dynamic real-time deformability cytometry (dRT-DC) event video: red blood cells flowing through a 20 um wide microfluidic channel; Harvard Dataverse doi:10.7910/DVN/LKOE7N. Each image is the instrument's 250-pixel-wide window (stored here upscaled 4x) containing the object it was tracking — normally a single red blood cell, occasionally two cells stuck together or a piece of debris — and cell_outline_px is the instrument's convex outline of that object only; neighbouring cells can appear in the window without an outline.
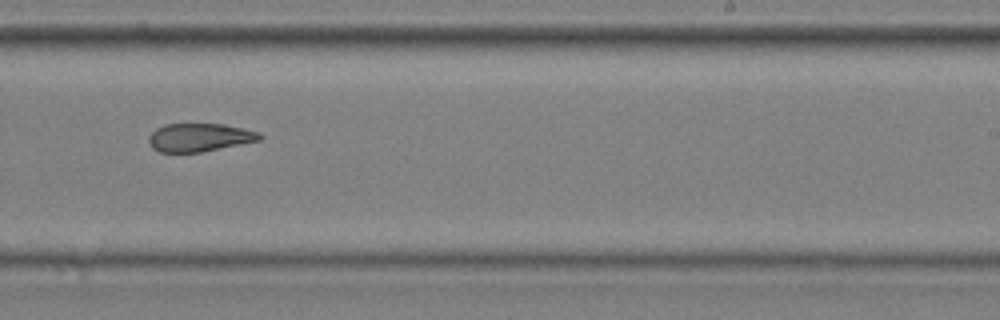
{"species": "common noctule bat (a hibernating species)", "species_latin": "Nyctalus noctula", "temperature_condition": "cold", "stored_images_in_passage": 15, "camera_frame_rate_fps": 3000, "um_per_image_px": 0.085, "animal": {"sex": "male", "body_mass_g": 20.4}, "frame": {"image": 1, "passage_image": 11, "time_ms": 3.333, "image_size_px": [1000, 320], "cell_outline_px": [[264, 136], [260, 140], [200, 152], [160, 152], [152, 148], [148, 140], [148, 136], [156, 128], [164, 124], [224, 124], [260, 132]], "centroid_in_image_um": [16.94, 11.67], "position_along_channel_um": 272.1, "area_um2": 18.21}}
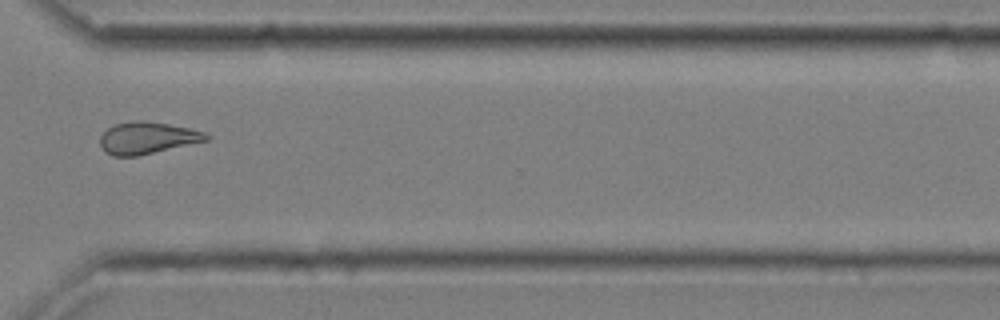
{"frame": {"image": 2, "passage_image": 13, "time_ms": 4.0, "image_size_px": [1000, 320], "cell_outline_px": [[212, 136], [208, 140], [136, 156], [112, 156], [104, 152], [100, 144], [100, 136], [108, 128], [116, 124], [132, 120], [144, 120], [168, 124], [188, 128], [204, 132]], "centroid_in_image_um": [12.49, 11.72], "position_along_channel_um": 358.1, "area_um2": 19.65}}
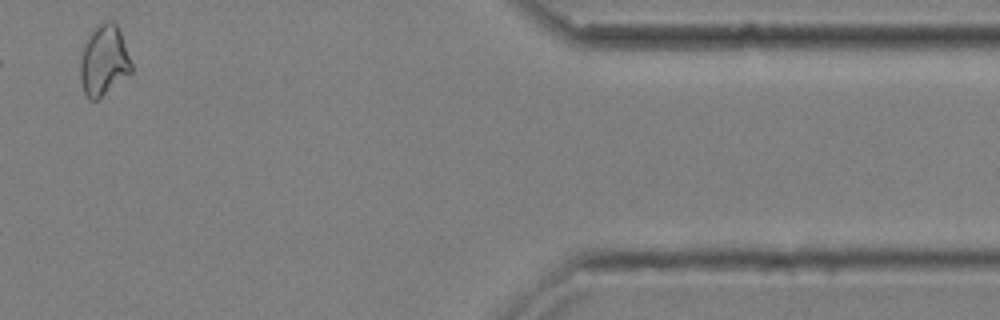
{"frame": {"image": 3, "passage_image": 15, "time_ms": 4.667, "image_size_px": [1000, 320], "cell_outline_px": [[132, 72], [96, 100], [92, 100], [84, 92], [80, 80], [80, 60], [84, 48], [92, 32], [100, 24], [108, 20], [112, 20], [116, 24], [120, 32], [132, 64]], "centroid_in_image_um": [8.84, 5.16], "position_along_channel_um": 402.6, "area_um2": 20.35}}